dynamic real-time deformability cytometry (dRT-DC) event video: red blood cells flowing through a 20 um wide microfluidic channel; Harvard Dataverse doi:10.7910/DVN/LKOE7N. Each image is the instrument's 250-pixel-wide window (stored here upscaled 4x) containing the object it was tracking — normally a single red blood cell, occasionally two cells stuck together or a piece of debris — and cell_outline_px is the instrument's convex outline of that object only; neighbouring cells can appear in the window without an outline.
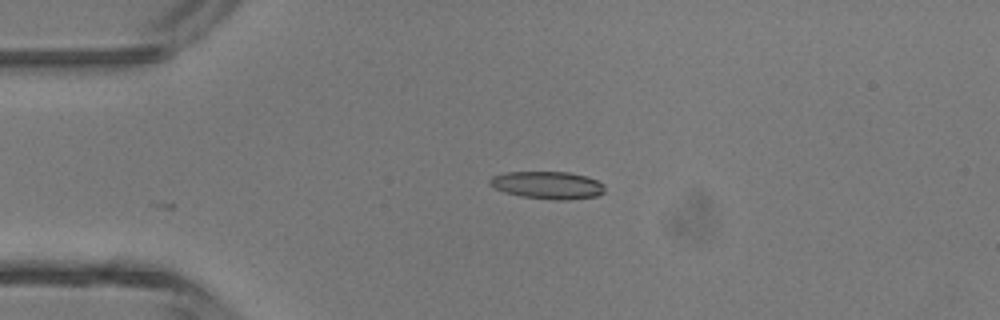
{"species": "common noctule bat (a hibernating species)", "species_latin": "Nyctalus noctula", "temperature_condition": "room temperature", "stored_images_in_passage": 2, "camera_frame_rate_fps": 3000, "um_per_image_px": 0.085, "animal": {"sex": "male", "body_mass_g": 13.3}, "frame": {"image": 1, "passage_image": 2, "time_ms": 0.333, "image_size_px": [1000, 320], "cell_outline_px": [[604, 192], [596, 196], [568, 200], [556, 200], [520, 196], [504, 192], [488, 184], [488, 180], [492, 176], [504, 172], [568, 172], [588, 176], [604, 184]], "centroid_in_image_um": [46.54, 15.73], "position_along_channel_um": 38.5, "area_um2": 18.55}}